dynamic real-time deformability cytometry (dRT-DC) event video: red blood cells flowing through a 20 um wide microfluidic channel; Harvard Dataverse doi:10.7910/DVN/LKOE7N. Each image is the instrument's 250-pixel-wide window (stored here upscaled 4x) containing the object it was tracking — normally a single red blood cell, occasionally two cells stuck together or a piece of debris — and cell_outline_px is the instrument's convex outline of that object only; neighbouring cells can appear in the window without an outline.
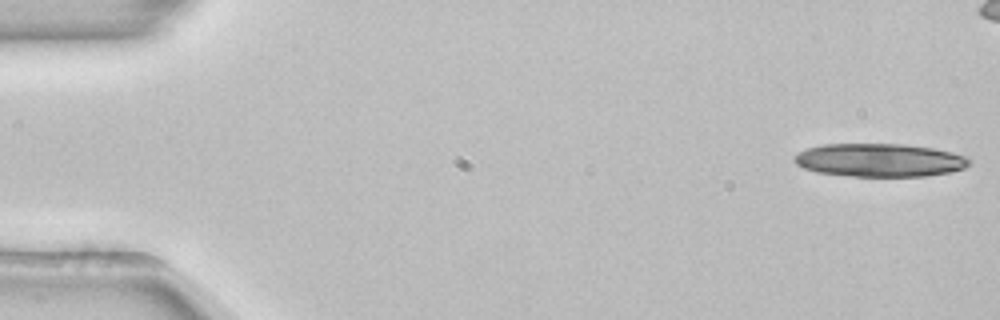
{"species": "common noctule bat (a hibernating species)", "species_latin": "Nyctalus noctula", "temperature_condition": "room temperature", "stored_images_in_passage": 25, "camera_frame_rate_fps": 3000, "um_per_image_px": 0.085, "animal": {"sex": "female", "body_mass_g": 22.7, "forearm_length_mm": 54.2}, "frame": {"image": 1, "passage_image": 1, "time_ms": 0.0, "image_size_px": [1000, 320], "cell_outline_px": [[972, 164], [964, 168], [948, 172], [924, 176], [856, 176], [816, 172], [804, 168], [796, 164], [792, 156], [804, 148], [820, 144], [904, 144], [932, 148], [952, 152], [968, 156], [972, 160]], "centroid_in_image_um": [74.76, 13.6], "position_along_channel_um": 10.2, "area_um2": 34.1}}